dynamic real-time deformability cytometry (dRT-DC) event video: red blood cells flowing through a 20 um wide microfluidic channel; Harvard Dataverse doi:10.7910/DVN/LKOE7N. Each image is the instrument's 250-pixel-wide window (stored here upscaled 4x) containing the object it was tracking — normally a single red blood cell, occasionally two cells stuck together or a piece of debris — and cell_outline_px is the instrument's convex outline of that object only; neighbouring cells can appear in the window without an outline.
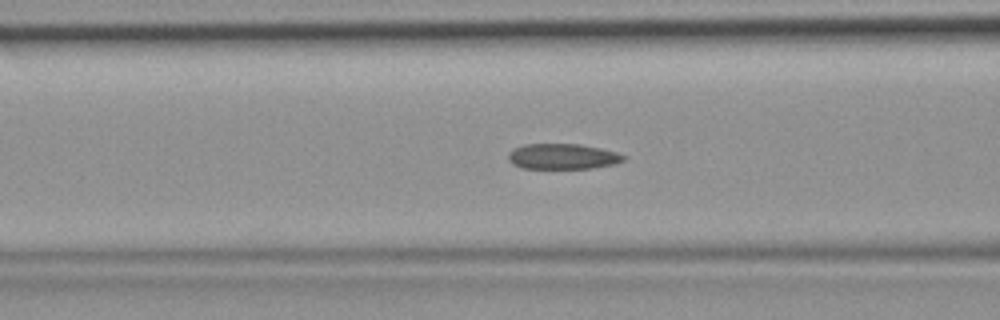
{"species": "common noctule bat (a hibernating species)", "species_latin": "Nyctalus noctula", "temperature_condition": "room temperature", "stored_images_in_passage": 44, "camera_frame_rate_fps": 3000, "um_per_image_px": 0.085, "animal": {"sex": "female", "body_mass_g": 19.9}, "frame": {"image": 1, "passage_image": 17, "time_ms": 5.333, "image_size_px": [1000, 320], "cell_outline_px": [[628, 156], [624, 160], [616, 164], [592, 168], [520, 168], [512, 164], [508, 160], [508, 152], [512, 148], [524, 144], [580, 144], [600, 148], [616, 152]], "centroid_in_image_um": [47.81, 13.29], "position_along_channel_um": 118.8, "area_um2": 17.34}}
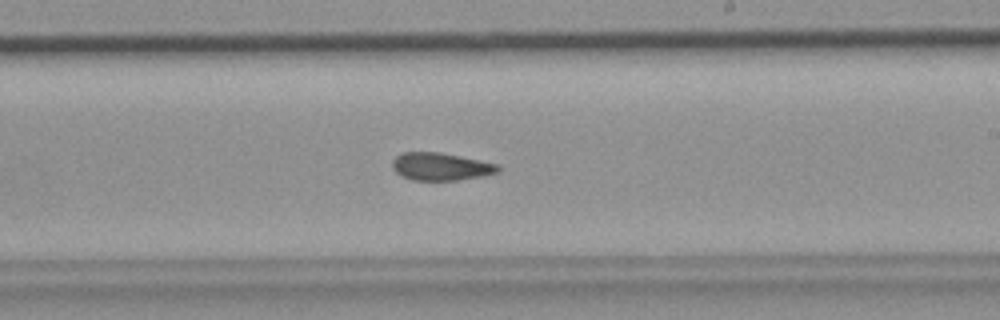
{"frame": {"image": 2, "passage_image": 26, "time_ms": 8.333, "image_size_px": [1000, 320], "cell_outline_px": [[500, 172], [484, 176], [456, 180], [412, 180], [400, 176], [392, 168], [392, 160], [396, 156], [404, 152], [440, 152], [500, 164]], "centroid_in_image_um": [37.48, 14.16], "position_along_channel_um": 251.5, "area_um2": 17.22}}
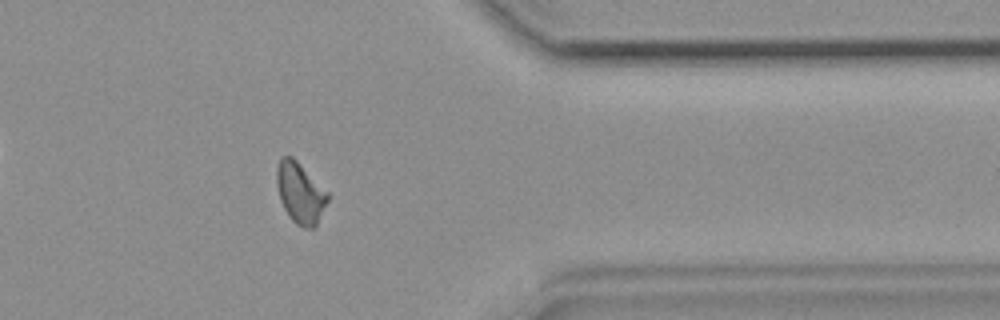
{"frame": {"image": 3, "passage_image": 36, "time_ms": 11.667, "image_size_px": [1000, 320], "cell_outline_px": [[328, 200], [316, 228], [304, 228], [296, 224], [288, 216], [280, 200], [276, 184], [276, 168], [280, 160], [284, 156], [292, 156], [328, 192]], "centroid_in_image_um": [25.51, 16.43], "position_along_channel_um": 385.9, "area_um2": 18.09}}